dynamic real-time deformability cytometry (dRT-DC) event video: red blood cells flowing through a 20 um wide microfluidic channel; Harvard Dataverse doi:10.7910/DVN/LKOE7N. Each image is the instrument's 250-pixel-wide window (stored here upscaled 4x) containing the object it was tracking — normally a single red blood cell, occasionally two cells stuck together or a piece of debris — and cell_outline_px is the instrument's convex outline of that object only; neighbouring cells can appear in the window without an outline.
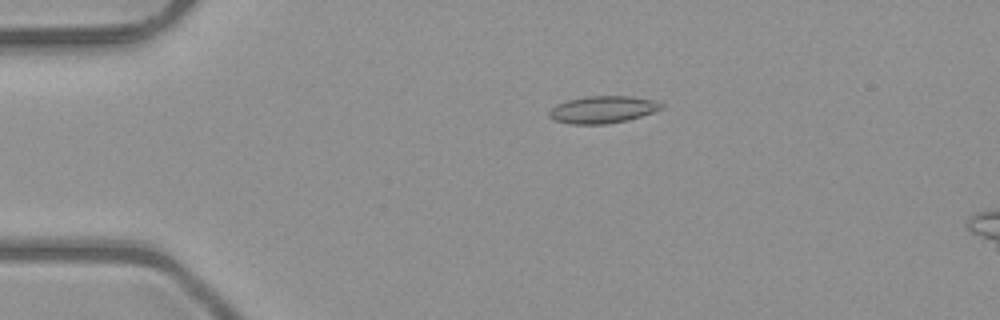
{"species": "common noctule bat (a hibernating species)", "species_latin": "Nyctalus noctula", "temperature_condition": "room temperature", "stored_images_in_passage": 41, "camera_frame_rate_fps": 3000, "um_per_image_px": 0.085, "animal": {"sex": "male", "body_mass_g": 23.1, "forearm_length_mm": 52.7}, "frame": {"image": 1, "passage_image": 1, "time_ms": 0.0, "image_size_px": [1000, 320], "cell_outline_px": [[664, 108], [628, 120], [604, 124], [568, 124], [552, 120], [548, 116], [548, 112], [556, 104], [568, 100], [588, 96], [632, 96], [652, 100], [664, 104]], "centroid_in_image_um": [51.2, 9.32], "position_along_channel_um": 33.8, "area_um2": 17.8}}
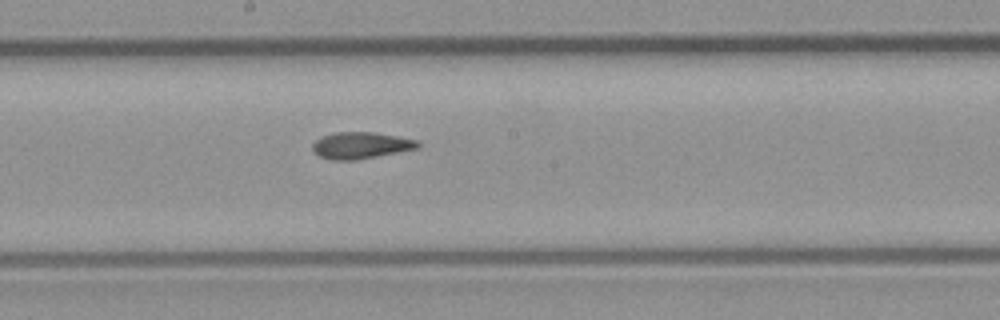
{"frame": {"image": 2, "passage_image": 18, "time_ms": 5.667, "image_size_px": [1000, 320], "cell_outline_px": [[420, 144], [416, 148], [356, 160], [332, 160], [320, 156], [312, 148], [312, 144], [320, 136], [336, 132], [376, 132], [420, 140]], "centroid_in_image_um": [30.66, 12.34], "position_along_channel_um": 217.5, "area_um2": 16.24}}
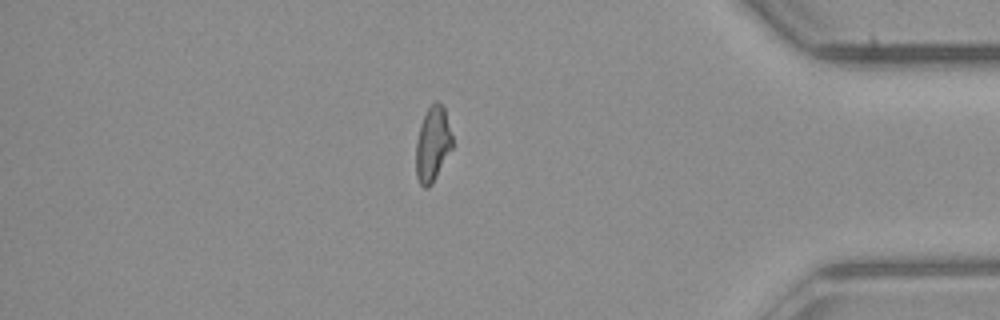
{"frame": {"image": 3, "passage_image": 34, "time_ms": 11.0, "image_size_px": [1000, 320], "cell_outline_px": [[452, 148], [432, 184], [428, 188], [424, 188], [420, 184], [416, 176], [416, 140], [420, 124], [428, 108], [436, 100], [444, 108], [452, 136]], "centroid_in_image_um": [36.76, 12.27], "position_along_channel_um": 398.4, "area_um2": 15.78}, "authors_computed_cell_mechanics": {"area_um2": 16.3574, "velocity_mm_per_s": 4.0403, "shape_relaxation_time_tau1_ms": null, "shape_relaxation_time_tau2_ms": 2.986, "deformation_change_tau1": null, "deformation_change_tau2": 0.0937}}